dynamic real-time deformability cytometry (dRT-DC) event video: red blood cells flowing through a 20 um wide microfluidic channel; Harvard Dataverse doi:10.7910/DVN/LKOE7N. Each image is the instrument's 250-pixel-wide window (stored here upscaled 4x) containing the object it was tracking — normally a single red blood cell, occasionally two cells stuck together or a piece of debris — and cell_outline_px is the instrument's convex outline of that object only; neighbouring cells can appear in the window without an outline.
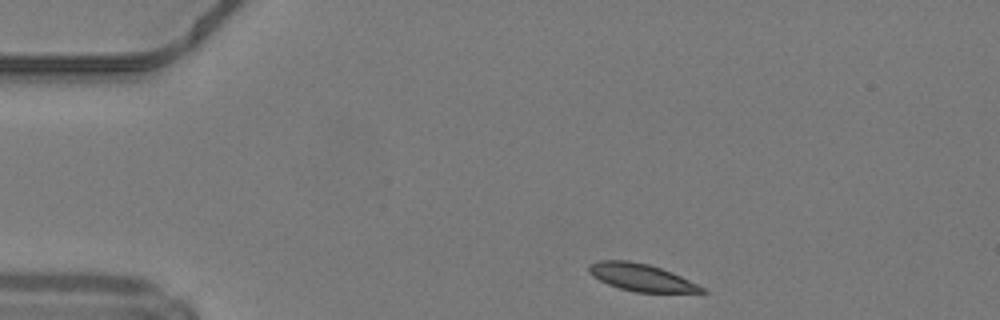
{"species": "common noctule bat (a hibernating species)", "species_latin": "Nyctalus noctula", "temperature_condition": "warm", "stored_images_in_passage": 41, "camera_frame_rate_fps": 3000, "um_per_image_px": 0.085, "animal": {"sex": "male", "body_mass_g": 19.2, "forearm_length_mm": 51.8}, "frame": {"image": 1, "passage_image": 1, "time_ms": 0.0, "image_size_px": [1000, 320], "cell_outline_px": [[708, 292], [636, 292], [620, 288], [608, 284], [592, 276], [588, 272], [588, 264], [596, 260], [628, 260], [648, 264], [672, 272], [704, 288]], "centroid_in_image_um": [54.44, 23.56], "position_along_channel_um": 30.6, "area_um2": 17.8}}
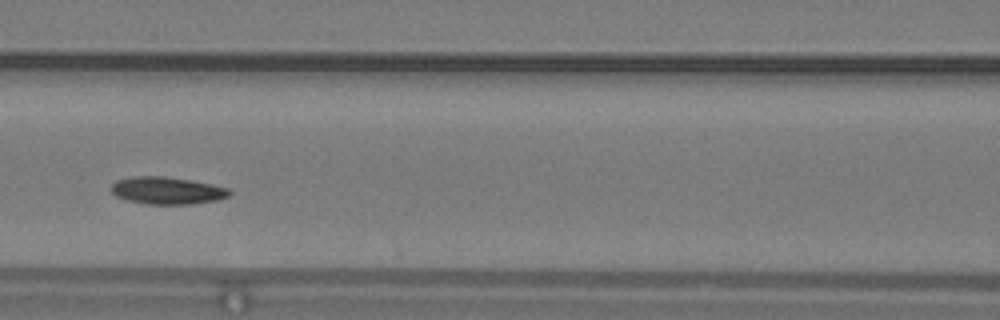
{"frame": {"image": 2, "passage_image": 14, "time_ms": 4.333, "image_size_px": [1000, 320], "cell_outline_px": [[232, 192], [228, 196], [216, 200], [192, 204], [148, 204], [128, 200], [116, 196], [112, 192], [112, 184], [116, 180], [132, 176], [164, 176], [212, 184], [228, 188]], "centroid_in_image_um": [14.2, 16.19], "position_along_channel_um": 152.4, "area_um2": 18.67}}
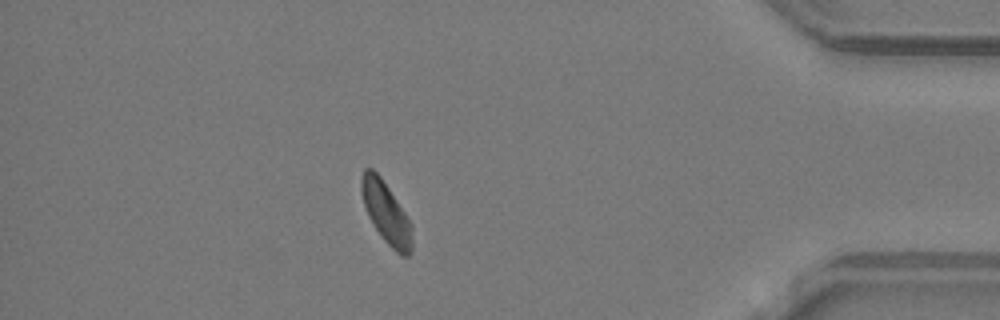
{"frame": {"image": 3, "passage_image": 35, "time_ms": 11.333, "image_size_px": [1000, 320], "cell_outline_px": [[412, 248], [408, 256], [400, 256], [384, 240], [368, 216], [364, 204], [360, 188], [360, 176], [364, 168], [372, 168], [380, 176], [412, 224]], "centroid_in_image_um": [32.81, 18.08], "position_along_channel_um": 402.4, "area_um2": 17.98}, "authors_computed_cell_mechanics": {"area_um2": 18.1492, "velocity_mm_per_s": 4.1977, "shape_relaxation_time_tau1_ms": 5.8909, "shape_relaxation_time_tau2_ms": 5.4895, "deformation_change_tau1": 0.1347, "deformation_change_tau2": 0.1036}}